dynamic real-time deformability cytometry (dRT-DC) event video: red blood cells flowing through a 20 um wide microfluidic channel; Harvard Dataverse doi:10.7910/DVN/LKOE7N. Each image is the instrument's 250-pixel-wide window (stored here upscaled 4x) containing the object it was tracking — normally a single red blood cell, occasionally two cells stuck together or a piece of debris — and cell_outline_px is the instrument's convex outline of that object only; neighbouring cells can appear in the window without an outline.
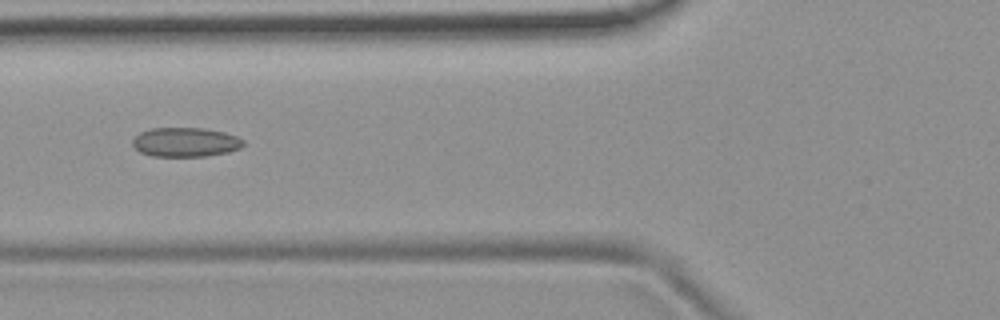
{"species": "common noctule bat (a hibernating species)", "species_latin": "Nyctalus noctula", "temperature_condition": "room temperature", "stored_images_in_passage": 7, "camera_frame_rate_fps": 3000, "um_per_image_px": 0.085, "animal": {"sex": "female", "body_mass_g": 19.9}, "frame": {"image": 1, "passage_image": 6, "time_ms": 6.0, "image_size_px": [1000, 320], "cell_outline_px": [[244, 144], [240, 148], [228, 152], [204, 156], [152, 156], [140, 152], [132, 144], [132, 140], [140, 132], [152, 128], [204, 128], [224, 132], [236, 136], [244, 140]], "centroid_in_image_um": [15.76, 12.08], "position_along_channel_um": 110.0, "area_um2": 18.84}}
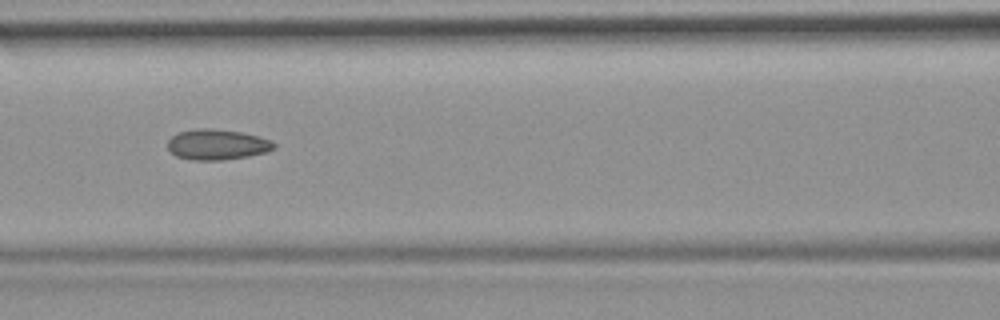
{"frame": {"image": 2, "passage_image": 7, "time_ms": 7.0, "image_size_px": [1000, 320], "cell_outline_px": [[276, 148], [268, 152], [248, 156], [224, 160], [192, 160], [176, 156], [168, 148], [168, 140], [176, 132], [196, 128], [208, 128], [240, 132], [260, 136], [272, 140], [276, 144]], "centroid_in_image_um": [18.48, 12.28], "position_along_channel_um": 148.1, "area_um2": 19.13}}